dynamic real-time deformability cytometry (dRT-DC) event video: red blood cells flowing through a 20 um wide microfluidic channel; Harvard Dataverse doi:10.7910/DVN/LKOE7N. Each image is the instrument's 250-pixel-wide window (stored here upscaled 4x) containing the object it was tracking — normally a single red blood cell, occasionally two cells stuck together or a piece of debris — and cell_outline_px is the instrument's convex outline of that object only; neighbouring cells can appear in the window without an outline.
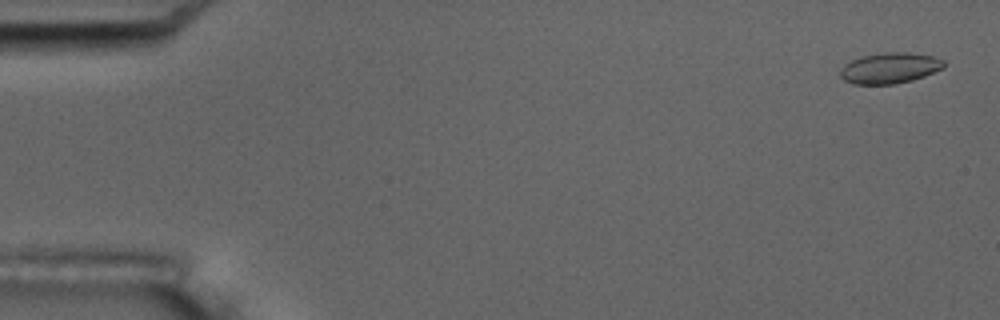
{"species": "common noctule bat (a hibernating species)", "species_latin": "Nyctalus noctula", "temperature_condition": "room temperature", "stored_images_in_passage": 17, "camera_frame_rate_fps": 3000, "um_per_image_px": 0.085, "animal": {"sex": "male", "body_mass_g": 17.5, "forearm_length_mm": 52.3}, "frame": {"image": 1, "passage_image": 1, "time_ms": 0.0, "image_size_px": [1000, 320], "cell_outline_px": [[944, 68], [924, 76], [912, 80], [896, 84], [852, 84], [844, 80], [840, 76], [840, 68], [844, 64], [860, 56], [884, 52], [908, 52], [932, 56], [944, 60]], "centroid_in_image_um": [75.61, 5.78], "position_along_channel_um": 9.4, "area_um2": 18.73}}
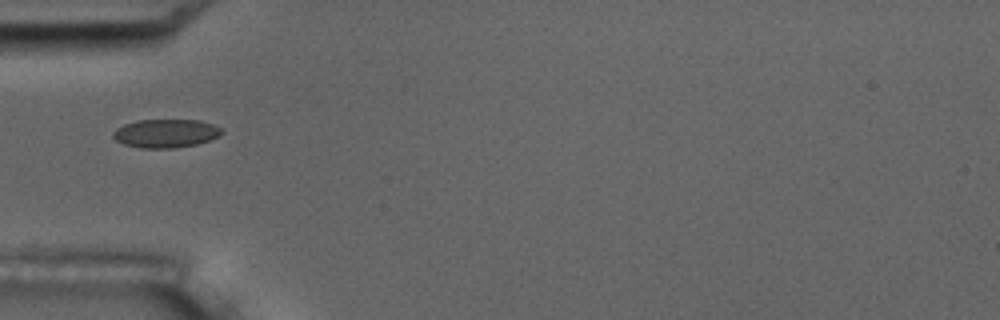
{"frame": {"image": 2, "passage_image": 6, "time_ms": 5.667, "image_size_px": [1000, 320], "cell_outline_px": [[224, 132], [220, 136], [196, 144], [176, 148], [140, 148], [124, 144], [116, 140], [112, 136], [112, 132], [116, 128], [124, 124], [136, 120], [200, 120], [212, 124], [220, 128]], "centroid_in_image_um": [14.07, 11.33], "position_along_channel_um": 70.9, "area_um2": 18.09}, "authors_computed_cell_mechanics": {"area_um2": 18.1492, "velocity_mm_per_s": 3.4737, "shape_relaxation_time_tau1_ms": 3.935, "shape_relaxation_time_tau2_ms": 1.5358, "deformation_change_tau1": 0.077, "deformation_change_tau2": 0.0377}}